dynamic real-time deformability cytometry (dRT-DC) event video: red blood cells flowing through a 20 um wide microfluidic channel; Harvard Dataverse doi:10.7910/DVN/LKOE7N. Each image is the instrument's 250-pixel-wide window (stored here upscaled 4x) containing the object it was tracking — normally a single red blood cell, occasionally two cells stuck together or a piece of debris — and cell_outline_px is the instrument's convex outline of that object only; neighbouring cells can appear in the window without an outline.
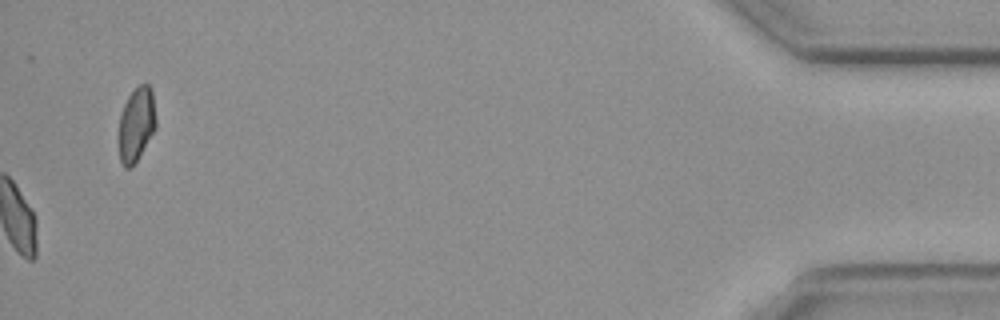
{"species": "common noctule bat (a hibernating species)", "species_latin": "Nyctalus noctula", "temperature_condition": "cold", "stored_images_in_passage": 57, "camera_frame_rate_fps": 3000, "um_per_image_px": 0.085, "animal": {"sex": "female", "body_mass_g": 19.3, "forearm_length_mm": 54.1}, "frame": {"image": 1, "passage_image": 57, "time_ms": 18.667, "image_size_px": [1000, 320], "cell_outline_px": [[156, 128], [136, 160], [128, 168], [124, 168], [120, 160], [120, 116], [124, 104], [128, 96], [140, 84], [148, 84], [152, 88], [156, 120]], "centroid_in_image_um": [11.61, 10.52], "position_along_channel_um": 423.6, "area_um2": 15.66}}